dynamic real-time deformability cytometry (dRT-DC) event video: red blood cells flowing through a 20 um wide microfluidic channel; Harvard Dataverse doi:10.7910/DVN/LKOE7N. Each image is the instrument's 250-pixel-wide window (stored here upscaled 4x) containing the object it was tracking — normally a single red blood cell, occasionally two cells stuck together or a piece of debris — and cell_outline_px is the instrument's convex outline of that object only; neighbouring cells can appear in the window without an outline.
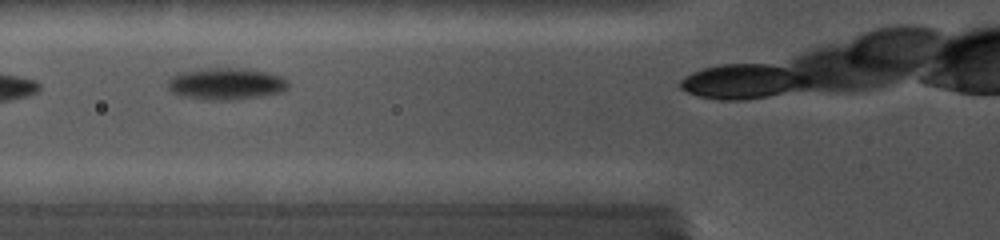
{"species": "common noctule bat (a hibernating species)", "species_latin": "Nyctalus noctula", "temperature_condition": "cold", "stored_images_in_passage": 8, "camera_frame_rate_fps": 5000, "um_per_image_px": 0.085, "animal": {"sex": "female", "body_mass_g": 19.0, "forearm_length_mm": 56.7}, "frame": {"image": 1, "passage_image": 5, "time_ms": 1.4, "image_size_px": [1000, 240], "cell_outline_px": [[288, 88], [284, 92], [236, 100], [208, 100], [184, 96], [172, 92], [168, 88], [168, 76], [180, 72], [212, 68], [240, 68], [268, 72], [280, 76], [288, 80]], "centroid_in_image_um": [19.23, 7.12], "position_along_channel_um": 106.6, "area_um2": 22.43}}